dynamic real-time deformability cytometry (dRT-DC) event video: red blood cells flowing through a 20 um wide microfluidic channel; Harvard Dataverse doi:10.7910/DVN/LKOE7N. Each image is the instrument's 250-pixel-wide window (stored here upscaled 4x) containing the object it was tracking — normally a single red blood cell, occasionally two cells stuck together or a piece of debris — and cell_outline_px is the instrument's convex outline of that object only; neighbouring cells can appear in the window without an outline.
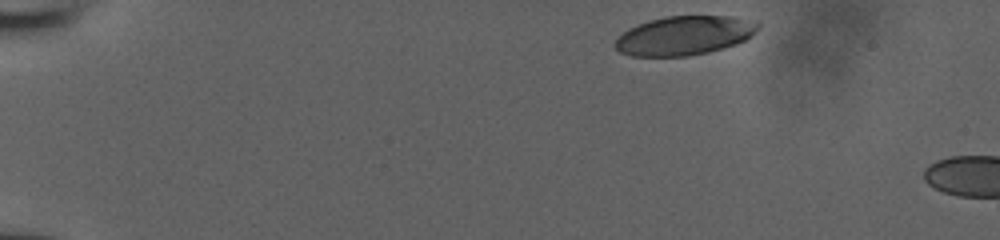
{"species": "human", "species_latin": "Homo sapiens", "temperature_condition": "room temperature", "stored_images_in_passage": 6, "camera_frame_rate_fps": 3000, "um_per_image_px": 0.085, "donor": {"sex": "male"}, "frame": {"image": 1, "passage_image": 1, "time_ms": 0.0, "image_size_px": [1000, 240], "cell_outline_px": [[760, 28], [752, 36], [736, 44], [708, 52], [688, 56], [632, 56], [620, 52], [612, 44], [628, 28], [636, 24], [648, 20], [664, 16], [732, 16], [756, 20], [760, 24]], "centroid_in_image_um": [58.19, 3.01], "position_along_channel_um": 26.8, "area_um2": 32.83}}